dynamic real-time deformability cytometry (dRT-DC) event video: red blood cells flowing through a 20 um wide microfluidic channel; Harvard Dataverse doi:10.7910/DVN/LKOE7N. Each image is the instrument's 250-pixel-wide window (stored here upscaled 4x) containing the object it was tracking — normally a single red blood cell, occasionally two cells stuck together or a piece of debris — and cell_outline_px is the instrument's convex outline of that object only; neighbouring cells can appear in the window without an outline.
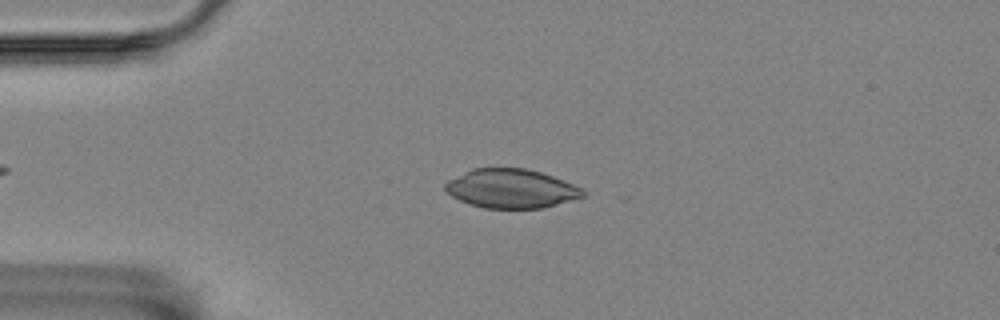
{"species": "Egyptian fruit bat (a non-hibernating species)", "species_latin": "Rousettus aegyptiacus", "temperature_condition": "room temperature", "stored_images_in_passage": 26, "camera_frame_rate_fps": 3000, "um_per_image_px": 0.085, "animal": {"sex": "female"}, "frame": {"image": 1, "passage_image": 13, "time_ms": 4.0, "image_size_px": [1000, 320], "cell_outline_px": [[588, 192], [584, 196], [544, 208], [484, 208], [468, 204], [452, 196], [444, 188], [444, 184], [448, 180], [472, 168], [524, 168], [540, 172], [552, 176], [572, 184]], "centroid_in_image_um": [43.43, 16.03], "position_along_channel_um": 41.6, "area_um2": 31.15}}
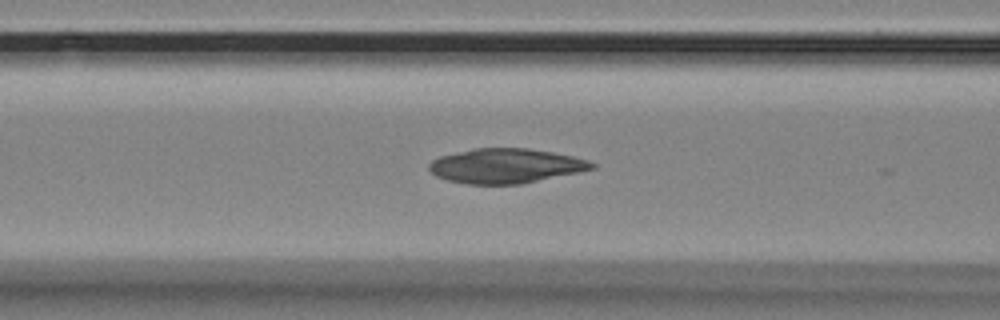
{"frame": {"image": 2, "passage_image": 22, "time_ms": 7.0, "image_size_px": [1000, 320], "cell_outline_px": [[596, 168], [580, 172], [520, 184], [468, 184], [448, 180], [436, 176], [428, 168], [428, 164], [432, 160], [440, 156], [476, 148], [528, 148], [552, 152], [572, 156], [588, 160], [596, 164]], "centroid_in_image_um": [43.0, 14.1], "position_along_channel_um": 123.6, "area_um2": 32.77}}
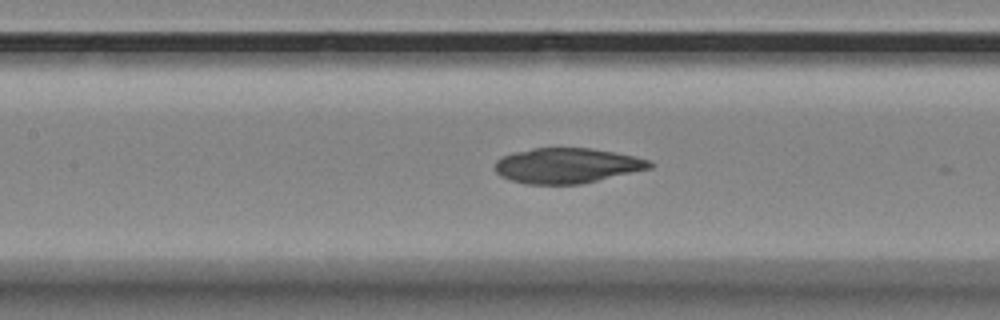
{"frame": {"image": 3, "passage_image": 25, "time_ms": 8.0, "image_size_px": [1000, 320], "cell_outline_px": [[656, 164], [652, 168], [580, 184], [524, 184], [500, 176], [496, 172], [496, 160], [500, 156], [512, 152], [532, 148], [592, 148], [632, 156], [648, 160]], "centroid_in_image_um": [48.16, 14.07], "position_along_channel_um": 159.2, "area_um2": 31.73}}